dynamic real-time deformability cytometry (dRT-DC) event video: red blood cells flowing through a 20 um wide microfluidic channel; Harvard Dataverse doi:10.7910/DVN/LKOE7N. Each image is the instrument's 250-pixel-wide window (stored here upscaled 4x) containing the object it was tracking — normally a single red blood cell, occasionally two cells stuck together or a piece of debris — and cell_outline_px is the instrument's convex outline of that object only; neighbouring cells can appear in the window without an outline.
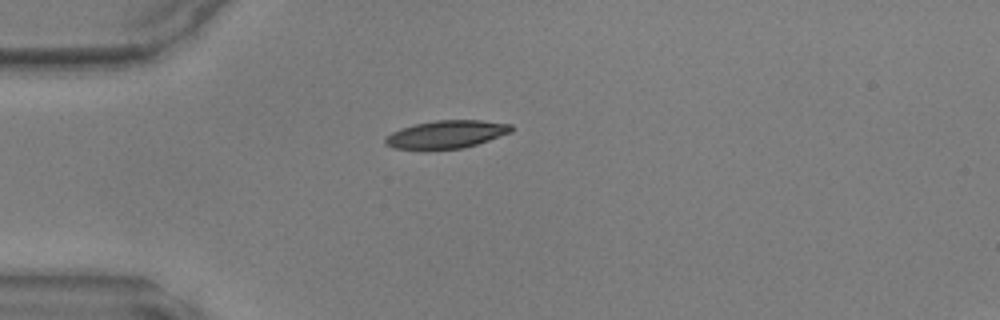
{"species": "common noctule bat (a hibernating species)", "species_latin": "Nyctalus noctula", "temperature_condition": "warm", "stored_images_in_passage": 36, "camera_frame_rate_fps": 3000, "um_per_image_px": 0.085, "animal": {"sex": "male", "body_mass_g": 17.9, "forearm_length_mm": 54.2}, "frame": {"image": 1, "passage_image": 1, "time_ms": 0.0, "image_size_px": [1000, 320], "cell_outline_px": [[512, 132], [464, 148], [424, 152], [392, 148], [384, 144], [384, 140], [392, 132], [400, 128], [416, 124], [436, 120], [480, 120], [512, 124]], "centroid_in_image_um": [37.87, 11.46], "position_along_channel_um": 47.1, "area_um2": 21.1}}
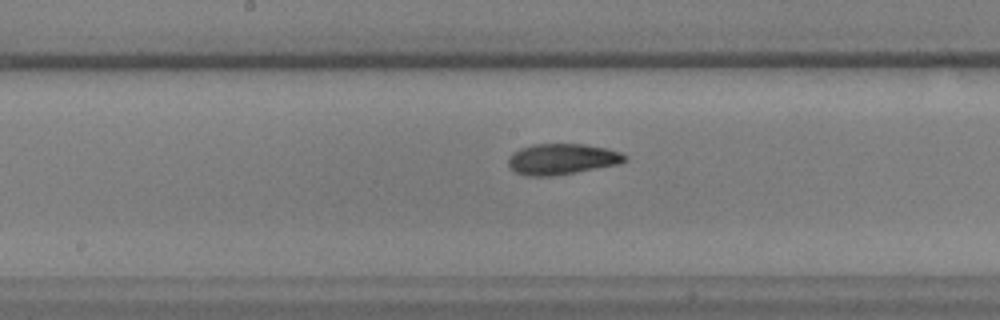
{"frame": {"image": 2, "passage_image": 13, "time_ms": 4.0, "image_size_px": [1000, 320], "cell_outline_px": [[628, 160], [616, 164], [576, 172], [552, 176], [528, 176], [516, 172], [508, 168], [508, 156], [512, 152], [520, 148], [532, 144], [584, 144], [604, 148], [620, 152], [628, 156]], "centroid_in_image_um": [47.71, 13.52], "position_along_channel_um": 200.5, "area_um2": 20.98}}
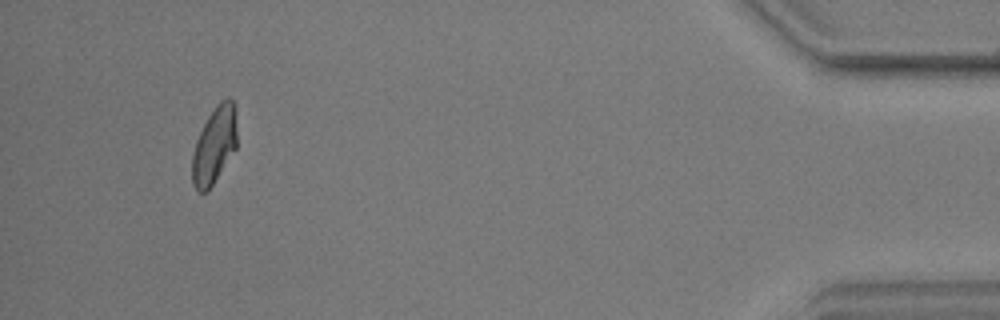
{"frame": {"image": 3, "passage_image": 33, "time_ms": 10.667, "image_size_px": [1000, 320], "cell_outline_px": [[236, 148], [208, 192], [200, 192], [192, 184], [192, 152], [196, 140], [208, 116], [216, 104], [224, 96], [228, 96], [232, 100], [236, 112]], "centroid_in_image_um": [18.22, 12.32], "position_along_channel_um": 417.0, "area_um2": 20.23}}